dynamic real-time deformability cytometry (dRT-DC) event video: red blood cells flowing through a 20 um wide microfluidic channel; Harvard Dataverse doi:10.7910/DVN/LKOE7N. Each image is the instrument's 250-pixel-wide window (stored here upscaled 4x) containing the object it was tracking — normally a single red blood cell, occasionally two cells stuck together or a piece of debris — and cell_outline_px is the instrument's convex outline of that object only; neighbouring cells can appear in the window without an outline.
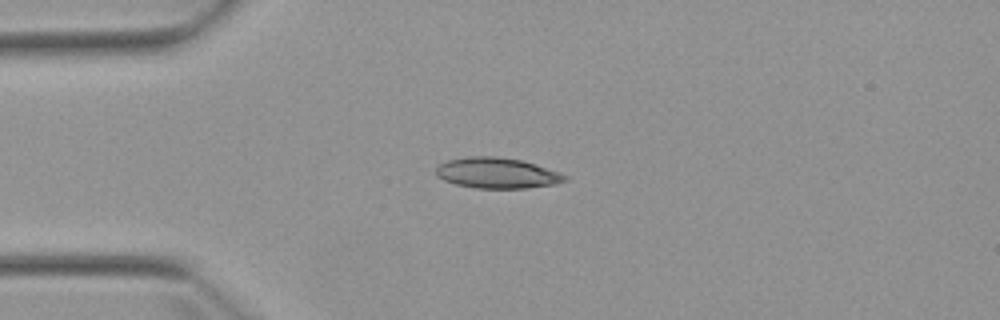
{"species": "Egyptian fruit bat (a non-hibernating species)", "species_latin": "Rousettus aegyptiacus", "temperature_condition": "warm", "stored_images_in_passage": 3, "camera_frame_rate_fps": 3000, "um_per_image_px": 0.085, "animal": {"sex": "female"}, "frame": {"image": 1, "passage_image": 1, "time_ms": 0.0, "image_size_px": [1000, 320], "cell_outline_px": [[568, 180], [556, 184], [524, 188], [476, 188], [456, 184], [444, 180], [436, 176], [436, 168], [440, 164], [448, 160], [468, 156], [496, 156], [524, 160], [560, 172], [568, 176]], "centroid_in_image_um": [42.28, 14.7], "position_along_channel_um": 42.7, "area_um2": 23.18}}
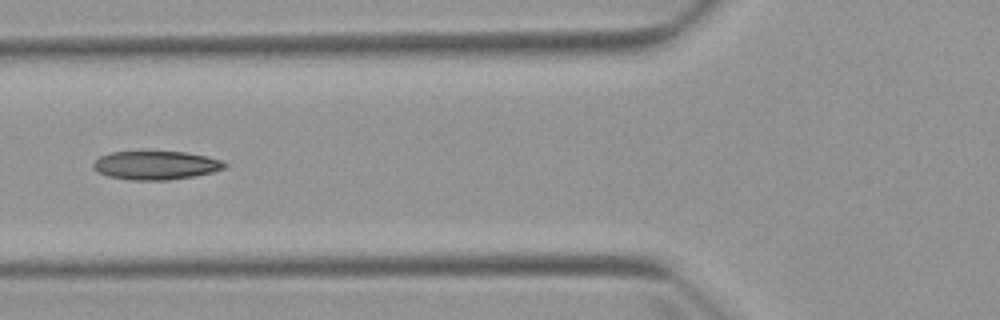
{"frame": {"image": 2, "passage_image": 3, "time_ms": 2.333, "image_size_px": [1000, 320], "cell_outline_px": [[228, 164], [224, 168], [212, 172], [192, 176], [168, 180], [132, 180], [108, 176], [96, 172], [92, 168], [92, 164], [100, 156], [112, 152], [184, 152], [208, 156], [224, 160]], "centroid_in_image_um": [13.25, 14.05], "position_along_channel_um": 112.6, "area_um2": 21.91}}